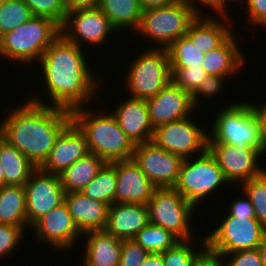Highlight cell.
I'll return each instance as SVG.
<instances>
[{"instance_id":"6da1fadb","label":"cell","mask_w":266,"mask_h":266,"mask_svg":"<svg viewBox=\"0 0 266 266\" xmlns=\"http://www.w3.org/2000/svg\"><path fill=\"white\" fill-rule=\"evenodd\" d=\"M85 58L83 48L60 34L38 61L42 68L45 94L48 92L46 95L51 102L45 104L44 100L35 95L28 100L69 111L83 107L84 104L87 106L88 102L95 99L97 89H100V79L94 76Z\"/></svg>"},{"instance_id":"7a4b0ae2","label":"cell","mask_w":266,"mask_h":266,"mask_svg":"<svg viewBox=\"0 0 266 266\" xmlns=\"http://www.w3.org/2000/svg\"><path fill=\"white\" fill-rule=\"evenodd\" d=\"M3 119L6 141L39 168L62 131L72 122L71 111L27 99Z\"/></svg>"},{"instance_id":"3957f363","label":"cell","mask_w":266,"mask_h":266,"mask_svg":"<svg viewBox=\"0 0 266 266\" xmlns=\"http://www.w3.org/2000/svg\"><path fill=\"white\" fill-rule=\"evenodd\" d=\"M79 107L71 111L72 121L85 134L89 152L106 163L130 160L135 144L120 129L116 117L108 111L94 113Z\"/></svg>"},{"instance_id":"277c9868","label":"cell","mask_w":266,"mask_h":266,"mask_svg":"<svg viewBox=\"0 0 266 266\" xmlns=\"http://www.w3.org/2000/svg\"><path fill=\"white\" fill-rule=\"evenodd\" d=\"M211 126L208 143L253 147L266 156L263 121L256 104L242 101L223 107Z\"/></svg>"},{"instance_id":"5b68a950","label":"cell","mask_w":266,"mask_h":266,"mask_svg":"<svg viewBox=\"0 0 266 266\" xmlns=\"http://www.w3.org/2000/svg\"><path fill=\"white\" fill-rule=\"evenodd\" d=\"M59 35L60 26L52 19L33 16L1 36L2 56L19 64L33 65Z\"/></svg>"},{"instance_id":"8992f818","label":"cell","mask_w":266,"mask_h":266,"mask_svg":"<svg viewBox=\"0 0 266 266\" xmlns=\"http://www.w3.org/2000/svg\"><path fill=\"white\" fill-rule=\"evenodd\" d=\"M198 16L186 0H176L166 6L143 11L137 33L150 38L157 48H167L185 36L191 22ZM144 34V35H143Z\"/></svg>"},{"instance_id":"52a82bcc","label":"cell","mask_w":266,"mask_h":266,"mask_svg":"<svg viewBox=\"0 0 266 266\" xmlns=\"http://www.w3.org/2000/svg\"><path fill=\"white\" fill-rule=\"evenodd\" d=\"M229 182L224 177L215 157L207 149L204 153L184 159L174 189L195 208Z\"/></svg>"},{"instance_id":"ba28073f","label":"cell","mask_w":266,"mask_h":266,"mask_svg":"<svg viewBox=\"0 0 266 266\" xmlns=\"http://www.w3.org/2000/svg\"><path fill=\"white\" fill-rule=\"evenodd\" d=\"M141 53L132 61L124 85L131 98L146 100L156 96L172 76L167 49L154 46Z\"/></svg>"},{"instance_id":"9c48e42d","label":"cell","mask_w":266,"mask_h":266,"mask_svg":"<svg viewBox=\"0 0 266 266\" xmlns=\"http://www.w3.org/2000/svg\"><path fill=\"white\" fill-rule=\"evenodd\" d=\"M149 222L170 231L179 240H193L191 218L195 207L174 188H156L147 203Z\"/></svg>"},{"instance_id":"30bf717a","label":"cell","mask_w":266,"mask_h":266,"mask_svg":"<svg viewBox=\"0 0 266 266\" xmlns=\"http://www.w3.org/2000/svg\"><path fill=\"white\" fill-rule=\"evenodd\" d=\"M266 228L257 218L232 216L229 213L218 227L205 236L206 246L218 253H233L259 248Z\"/></svg>"},{"instance_id":"8fae6325","label":"cell","mask_w":266,"mask_h":266,"mask_svg":"<svg viewBox=\"0 0 266 266\" xmlns=\"http://www.w3.org/2000/svg\"><path fill=\"white\" fill-rule=\"evenodd\" d=\"M191 116L156 127L151 141L183 159L204 153L208 148V133Z\"/></svg>"},{"instance_id":"7c38bea8","label":"cell","mask_w":266,"mask_h":266,"mask_svg":"<svg viewBox=\"0 0 266 266\" xmlns=\"http://www.w3.org/2000/svg\"><path fill=\"white\" fill-rule=\"evenodd\" d=\"M112 32H115V29L98 7L67 12L60 26V34L80 48H83V42L98 48L105 44Z\"/></svg>"},{"instance_id":"4fadbf2b","label":"cell","mask_w":266,"mask_h":266,"mask_svg":"<svg viewBox=\"0 0 266 266\" xmlns=\"http://www.w3.org/2000/svg\"><path fill=\"white\" fill-rule=\"evenodd\" d=\"M132 159L156 188H173L184 160L152 141L136 144Z\"/></svg>"},{"instance_id":"5bb4252c","label":"cell","mask_w":266,"mask_h":266,"mask_svg":"<svg viewBox=\"0 0 266 266\" xmlns=\"http://www.w3.org/2000/svg\"><path fill=\"white\" fill-rule=\"evenodd\" d=\"M24 188L28 227L64 202L65 192L59 174L47 173L36 168Z\"/></svg>"},{"instance_id":"9a60e30c","label":"cell","mask_w":266,"mask_h":266,"mask_svg":"<svg viewBox=\"0 0 266 266\" xmlns=\"http://www.w3.org/2000/svg\"><path fill=\"white\" fill-rule=\"evenodd\" d=\"M207 149L215 157L224 177L231 184H242L266 170L258 162L263 154L256 148L247 146L241 149L236 145L208 143Z\"/></svg>"},{"instance_id":"2e32d148","label":"cell","mask_w":266,"mask_h":266,"mask_svg":"<svg viewBox=\"0 0 266 266\" xmlns=\"http://www.w3.org/2000/svg\"><path fill=\"white\" fill-rule=\"evenodd\" d=\"M31 227L39 243L43 241L64 251L74 248L79 235L80 239L83 235L64 202L39 218Z\"/></svg>"},{"instance_id":"e0dca14e","label":"cell","mask_w":266,"mask_h":266,"mask_svg":"<svg viewBox=\"0 0 266 266\" xmlns=\"http://www.w3.org/2000/svg\"><path fill=\"white\" fill-rule=\"evenodd\" d=\"M149 120L156 127L192 115V96L177 86L172 80L154 97L146 99Z\"/></svg>"},{"instance_id":"ac0fdd59","label":"cell","mask_w":266,"mask_h":266,"mask_svg":"<svg viewBox=\"0 0 266 266\" xmlns=\"http://www.w3.org/2000/svg\"><path fill=\"white\" fill-rule=\"evenodd\" d=\"M90 154L85 134L72 121L59 135L45 162L39 167L60 174L77 160Z\"/></svg>"},{"instance_id":"d6986e66","label":"cell","mask_w":266,"mask_h":266,"mask_svg":"<svg viewBox=\"0 0 266 266\" xmlns=\"http://www.w3.org/2000/svg\"><path fill=\"white\" fill-rule=\"evenodd\" d=\"M117 188L115 203L145 204L151 199L156 187L133 161H115Z\"/></svg>"},{"instance_id":"ffe728a7","label":"cell","mask_w":266,"mask_h":266,"mask_svg":"<svg viewBox=\"0 0 266 266\" xmlns=\"http://www.w3.org/2000/svg\"><path fill=\"white\" fill-rule=\"evenodd\" d=\"M112 114L116 117L120 129L136 144L150 142L154 129L149 120L146 100L129 97L116 105Z\"/></svg>"},{"instance_id":"44dd1931","label":"cell","mask_w":266,"mask_h":266,"mask_svg":"<svg viewBox=\"0 0 266 266\" xmlns=\"http://www.w3.org/2000/svg\"><path fill=\"white\" fill-rule=\"evenodd\" d=\"M148 223L147 205L113 203L109 206L105 230L120 240H131Z\"/></svg>"},{"instance_id":"7402d4cb","label":"cell","mask_w":266,"mask_h":266,"mask_svg":"<svg viewBox=\"0 0 266 266\" xmlns=\"http://www.w3.org/2000/svg\"><path fill=\"white\" fill-rule=\"evenodd\" d=\"M64 204L82 233L105 230L109 205L93 200L81 192L65 193Z\"/></svg>"},{"instance_id":"603a6c76","label":"cell","mask_w":266,"mask_h":266,"mask_svg":"<svg viewBox=\"0 0 266 266\" xmlns=\"http://www.w3.org/2000/svg\"><path fill=\"white\" fill-rule=\"evenodd\" d=\"M85 248L83 262L87 266H119L122 240L106 230H90L83 233Z\"/></svg>"},{"instance_id":"cb8c5ba5","label":"cell","mask_w":266,"mask_h":266,"mask_svg":"<svg viewBox=\"0 0 266 266\" xmlns=\"http://www.w3.org/2000/svg\"><path fill=\"white\" fill-rule=\"evenodd\" d=\"M204 15H198L191 22L186 36L193 44L202 49V52L207 53L220 47L233 33L231 30L232 24H229V17L221 16V18L225 19L221 23L217 20L218 17L214 18V16L212 17L209 14L205 17Z\"/></svg>"},{"instance_id":"d4e9b609","label":"cell","mask_w":266,"mask_h":266,"mask_svg":"<svg viewBox=\"0 0 266 266\" xmlns=\"http://www.w3.org/2000/svg\"><path fill=\"white\" fill-rule=\"evenodd\" d=\"M233 33L220 47L204 54L202 67L208 75L231 77L245 64V56ZM237 43V44H236Z\"/></svg>"},{"instance_id":"484cf974","label":"cell","mask_w":266,"mask_h":266,"mask_svg":"<svg viewBox=\"0 0 266 266\" xmlns=\"http://www.w3.org/2000/svg\"><path fill=\"white\" fill-rule=\"evenodd\" d=\"M98 8L118 31L123 28L136 32L143 15L140 0H100Z\"/></svg>"},{"instance_id":"4316f807","label":"cell","mask_w":266,"mask_h":266,"mask_svg":"<svg viewBox=\"0 0 266 266\" xmlns=\"http://www.w3.org/2000/svg\"><path fill=\"white\" fill-rule=\"evenodd\" d=\"M0 163L4 169V185L24 186L36 167L6 140L0 146Z\"/></svg>"},{"instance_id":"83f0119b","label":"cell","mask_w":266,"mask_h":266,"mask_svg":"<svg viewBox=\"0 0 266 266\" xmlns=\"http://www.w3.org/2000/svg\"><path fill=\"white\" fill-rule=\"evenodd\" d=\"M105 163L103 159L91 153L77 160L59 174L64 192H81L95 178Z\"/></svg>"},{"instance_id":"f1b7e54d","label":"cell","mask_w":266,"mask_h":266,"mask_svg":"<svg viewBox=\"0 0 266 266\" xmlns=\"http://www.w3.org/2000/svg\"><path fill=\"white\" fill-rule=\"evenodd\" d=\"M0 224L19 226L23 231L28 225L24 186L0 187Z\"/></svg>"},{"instance_id":"f546056e","label":"cell","mask_w":266,"mask_h":266,"mask_svg":"<svg viewBox=\"0 0 266 266\" xmlns=\"http://www.w3.org/2000/svg\"><path fill=\"white\" fill-rule=\"evenodd\" d=\"M116 188L117 174L114 161L105 163L95 178L82 189L81 193L110 206L115 203Z\"/></svg>"},{"instance_id":"4dcf8cb0","label":"cell","mask_w":266,"mask_h":266,"mask_svg":"<svg viewBox=\"0 0 266 266\" xmlns=\"http://www.w3.org/2000/svg\"><path fill=\"white\" fill-rule=\"evenodd\" d=\"M170 68H187L202 66L204 52L185 35L176 39L166 48Z\"/></svg>"},{"instance_id":"1f68e13d","label":"cell","mask_w":266,"mask_h":266,"mask_svg":"<svg viewBox=\"0 0 266 266\" xmlns=\"http://www.w3.org/2000/svg\"><path fill=\"white\" fill-rule=\"evenodd\" d=\"M133 240L149 254H161L179 241L170 231L150 222L135 235Z\"/></svg>"},{"instance_id":"d6a6232c","label":"cell","mask_w":266,"mask_h":266,"mask_svg":"<svg viewBox=\"0 0 266 266\" xmlns=\"http://www.w3.org/2000/svg\"><path fill=\"white\" fill-rule=\"evenodd\" d=\"M33 17L23 0H4L0 5V35L12 31Z\"/></svg>"},{"instance_id":"836d02e7","label":"cell","mask_w":266,"mask_h":266,"mask_svg":"<svg viewBox=\"0 0 266 266\" xmlns=\"http://www.w3.org/2000/svg\"><path fill=\"white\" fill-rule=\"evenodd\" d=\"M191 241V239L179 240L170 249L161 253L164 266H193L197 255L206 247L205 235L199 242L201 249L197 250L198 246L196 249L193 248Z\"/></svg>"},{"instance_id":"e575fe53","label":"cell","mask_w":266,"mask_h":266,"mask_svg":"<svg viewBox=\"0 0 266 266\" xmlns=\"http://www.w3.org/2000/svg\"><path fill=\"white\" fill-rule=\"evenodd\" d=\"M255 211V217L266 228V170L241 184Z\"/></svg>"},{"instance_id":"d590c367","label":"cell","mask_w":266,"mask_h":266,"mask_svg":"<svg viewBox=\"0 0 266 266\" xmlns=\"http://www.w3.org/2000/svg\"><path fill=\"white\" fill-rule=\"evenodd\" d=\"M33 16L47 17L61 26L65 20L67 9L65 0H23Z\"/></svg>"},{"instance_id":"8d00e7d4","label":"cell","mask_w":266,"mask_h":266,"mask_svg":"<svg viewBox=\"0 0 266 266\" xmlns=\"http://www.w3.org/2000/svg\"><path fill=\"white\" fill-rule=\"evenodd\" d=\"M172 81L192 95L206 79L208 74L202 66L187 68H170Z\"/></svg>"},{"instance_id":"74e56055","label":"cell","mask_w":266,"mask_h":266,"mask_svg":"<svg viewBox=\"0 0 266 266\" xmlns=\"http://www.w3.org/2000/svg\"><path fill=\"white\" fill-rule=\"evenodd\" d=\"M24 231L19 226L0 224V258L17 249L19 241L23 239Z\"/></svg>"},{"instance_id":"f35d334b","label":"cell","mask_w":266,"mask_h":266,"mask_svg":"<svg viewBox=\"0 0 266 266\" xmlns=\"http://www.w3.org/2000/svg\"><path fill=\"white\" fill-rule=\"evenodd\" d=\"M149 253L133 239L122 240L119 266H141Z\"/></svg>"},{"instance_id":"ab89813d","label":"cell","mask_w":266,"mask_h":266,"mask_svg":"<svg viewBox=\"0 0 266 266\" xmlns=\"http://www.w3.org/2000/svg\"><path fill=\"white\" fill-rule=\"evenodd\" d=\"M226 77H220L215 75H208L206 79L200 84L198 89L191 95L194 108L196 109L199 104V99L201 102V97H216L223 89L224 80ZM198 103V104H197Z\"/></svg>"},{"instance_id":"60d3db41","label":"cell","mask_w":266,"mask_h":266,"mask_svg":"<svg viewBox=\"0 0 266 266\" xmlns=\"http://www.w3.org/2000/svg\"><path fill=\"white\" fill-rule=\"evenodd\" d=\"M221 254H223L225 259L228 260L229 258V260L226 261L227 266H262L258 248Z\"/></svg>"},{"instance_id":"b9f144b4","label":"cell","mask_w":266,"mask_h":266,"mask_svg":"<svg viewBox=\"0 0 266 266\" xmlns=\"http://www.w3.org/2000/svg\"><path fill=\"white\" fill-rule=\"evenodd\" d=\"M246 9H248L250 23L262 28L266 27V0H249Z\"/></svg>"},{"instance_id":"7bdbcfd3","label":"cell","mask_w":266,"mask_h":266,"mask_svg":"<svg viewBox=\"0 0 266 266\" xmlns=\"http://www.w3.org/2000/svg\"><path fill=\"white\" fill-rule=\"evenodd\" d=\"M224 260L226 261L223 254L215 252L206 246L197 255L193 266H227Z\"/></svg>"},{"instance_id":"ee69618b","label":"cell","mask_w":266,"mask_h":266,"mask_svg":"<svg viewBox=\"0 0 266 266\" xmlns=\"http://www.w3.org/2000/svg\"><path fill=\"white\" fill-rule=\"evenodd\" d=\"M244 198L233 200L228 212L232 216H242L247 218H256L255 211L246 194Z\"/></svg>"},{"instance_id":"f6af8a7d","label":"cell","mask_w":266,"mask_h":266,"mask_svg":"<svg viewBox=\"0 0 266 266\" xmlns=\"http://www.w3.org/2000/svg\"><path fill=\"white\" fill-rule=\"evenodd\" d=\"M67 12L80 9H93L99 6L100 0H65Z\"/></svg>"},{"instance_id":"bcb514c9","label":"cell","mask_w":266,"mask_h":266,"mask_svg":"<svg viewBox=\"0 0 266 266\" xmlns=\"http://www.w3.org/2000/svg\"><path fill=\"white\" fill-rule=\"evenodd\" d=\"M188 4L194 9V11L198 15H202V12L200 11L201 8L197 7V1L199 4L203 6H206L207 8L210 7L213 10H215V13H218L219 15V0H186ZM196 1V2H195ZM196 3V4H195Z\"/></svg>"},{"instance_id":"7dc6e473","label":"cell","mask_w":266,"mask_h":266,"mask_svg":"<svg viewBox=\"0 0 266 266\" xmlns=\"http://www.w3.org/2000/svg\"><path fill=\"white\" fill-rule=\"evenodd\" d=\"M176 0H140L143 11L156 9L175 2Z\"/></svg>"},{"instance_id":"c3c4849f","label":"cell","mask_w":266,"mask_h":266,"mask_svg":"<svg viewBox=\"0 0 266 266\" xmlns=\"http://www.w3.org/2000/svg\"><path fill=\"white\" fill-rule=\"evenodd\" d=\"M141 266H164L162 255L150 253Z\"/></svg>"},{"instance_id":"681fc988","label":"cell","mask_w":266,"mask_h":266,"mask_svg":"<svg viewBox=\"0 0 266 266\" xmlns=\"http://www.w3.org/2000/svg\"><path fill=\"white\" fill-rule=\"evenodd\" d=\"M257 110L259 111L262 121H263V132H264V142L266 145V102H264L261 106L256 105Z\"/></svg>"},{"instance_id":"f907efd6","label":"cell","mask_w":266,"mask_h":266,"mask_svg":"<svg viewBox=\"0 0 266 266\" xmlns=\"http://www.w3.org/2000/svg\"><path fill=\"white\" fill-rule=\"evenodd\" d=\"M226 1H228V0H219V17H221V16L229 17L228 16L229 14L227 13L228 11H226L227 9H225V8H227L226 5H228V4H226ZM248 1L249 0L245 1L246 5H247Z\"/></svg>"},{"instance_id":"816d5d0a","label":"cell","mask_w":266,"mask_h":266,"mask_svg":"<svg viewBox=\"0 0 266 266\" xmlns=\"http://www.w3.org/2000/svg\"><path fill=\"white\" fill-rule=\"evenodd\" d=\"M258 249L260 252L262 266H266V237L264 238Z\"/></svg>"},{"instance_id":"f5cc1de1","label":"cell","mask_w":266,"mask_h":266,"mask_svg":"<svg viewBox=\"0 0 266 266\" xmlns=\"http://www.w3.org/2000/svg\"><path fill=\"white\" fill-rule=\"evenodd\" d=\"M5 128L3 122L0 123V146L5 142Z\"/></svg>"},{"instance_id":"db71d44e","label":"cell","mask_w":266,"mask_h":266,"mask_svg":"<svg viewBox=\"0 0 266 266\" xmlns=\"http://www.w3.org/2000/svg\"><path fill=\"white\" fill-rule=\"evenodd\" d=\"M4 186V169L0 163V187Z\"/></svg>"},{"instance_id":"11a10c76","label":"cell","mask_w":266,"mask_h":266,"mask_svg":"<svg viewBox=\"0 0 266 266\" xmlns=\"http://www.w3.org/2000/svg\"><path fill=\"white\" fill-rule=\"evenodd\" d=\"M0 56H2V52H1V35H0Z\"/></svg>"}]
</instances>
